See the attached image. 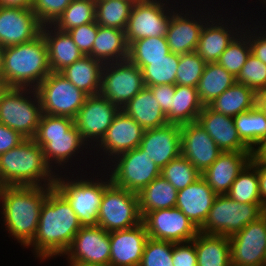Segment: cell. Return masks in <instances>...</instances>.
I'll use <instances>...</instances> for the list:
<instances>
[{
	"label": "cell",
	"instance_id": "4fadbf2b",
	"mask_svg": "<svg viewBox=\"0 0 266 266\" xmlns=\"http://www.w3.org/2000/svg\"><path fill=\"white\" fill-rule=\"evenodd\" d=\"M35 89L43 114L73 119L88 96L60 72H51Z\"/></svg>",
	"mask_w": 266,
	"mask_h": 266
},
{
	"label": "cell",
	"instance_id": "9f6ffc18",
	"mask_svg": "<svg viewBox=\"0 0 266 266\" xmlns=\"http://www.w3.org/2000/svg\"><path fill=\"white\" fill-rule=\"evenodd\" d=\"M251 156L254 160L266 164V138L253 148Z\"/></svg>",
	"mask_w": 266,
	"mask_h": 266
},
{
	"label": "cell",
	"instance_id": "4dcf8cb0",
	"mask_svg": "<svg viewBox=\"0 0 266 266\" xmlns=\"http://www.w3.org/2000/svg\"><path fill=\"white\" fill-rule=\"evenodd\" d=\"M103 64L91 56H83L60 73L88 96L99 94Z\"/></svg>",
	"mask_w": 266,
	"mask_h": 266
},
{
	"label": "cell",
	"instance_id": "8992f818",
	"mask_svg": "<svg viewBox=\"0 0 266 266\" xmlns=\"http://www.w3.org/2000/svg\"><path fill=\"white\" fill-rule=\"evenodd\" d=\"M0 178L6 186H54L56 174L34 139L0 155Z\"/></svg>",
	"mask_w": 266,
	"mask_h": 266
},
{
	"label": "cell",
	"instance_id": "03108f58",
	"mask_svg": "<svg viewBox=\"0 0 266 266\" xmlns=\"http://www.w3.org/2000/svg\"><path fill=\"white\" fill-rule=\"evenodd\" d=\"M1 53H2V48L0 47V67H1Z\"/></svg>",
	"mask_w": 266,
	"mask_h": 266
},
{
	"label": "cell",
	"instance_id": "ac0fdd59",
	"mask_svg": "<svg viewBox=\"0 0 266 266\" xmlns=\"http://www.w3.org/2000/svg\"><path fill=\"white\" fill-rule=\"evenodd\" d=\"M148 237L172 243L192 241L199 229L178 208L158 209L142 217Z\"/></svg>",
	"mask_w": 266,
	"mask_h": 266
},
{
	"label": "cell",
	"instance_id": "6125c7cd",
	"mask_svg": "<svg viewBox=\"0 0 266 266\" xmlns=\"http://www.w3.org/2000/svg\"><path fill=\"white\" fill-rule=\"evenodd\" d=\"M5 184L3 183V181L1 180V178H0V196H1V194H2V192H3V190H4V188H5Z\"/></svg>",
	"mask_w": 266,
	"mask_h": 266
},
{
	"label": "cell",
	"instance_id": "30bf717a",
	"mask_svg": "<svg viewBox=\"0 0 266 266\" xmlns=\"http://www.w3.org/2000/svg\"><path fill=\"white\" fill-rule=\"evenodd\" d=\"M174 1L143 0L141 3L133 5L125 30L128 46L133 41L143 38L166 36L172 13L184 0Z\"/></svg>",
	"mask_w": 266,
	"mask_h": 266
},
{
	"label": "cell",
	"instance_id": "ab89813d",
	"mask_svg": "<svg viewBox=\"0 0 266 266\" xmlns=\"http://www.w3.org/2000/svg\"><path fill=\"white\" fill-rule=\"evenodd\" d=\"M180 55L170 52L164 59L148 60V65L141 68L146 87L161 84H176V73Z\"/></svg>",
	"mask_w": 266,
	"mask_h": 266
},
{
	"label": "cell",
	"instance_id": "2e32d148",
	"mask_svg": "<svg viewBox=\"0 0 266 266\" xmlns=\"http://www.w3.org/2000/svg\"><path fill=\"white\" fill-rule=\"evenodd\" d=\"M144 131L145 130L132 117L120 110L112 121L110 127L107 129L105 136L92 149L94 159H92L93 162L91 163L97 162L103 155V158L100 159L101 162L98 161L97 163H94L95 165L93 166V169L95 170V166H98L99 164L101 168H105V166L108 165V162L116 156L139 147Z\"/></svg>",
	"mask_w": 266,
	"mask_h": 266
},
{
	"label": "cell",
	"instance_id": "db71d44e",
	"mask_svg": "<svg viewBox=\"0 0 266 266\" xmlns=\"http://www.w3.org/2000/svg\"><path fill=\"white\" fill-rule=\"evenodd\" d=\"M25 138L15 130L0 123V155L18 146Z\"/></svg>",
	"mask_w": 266,
	"mask_h": 266
},
{
	"label": "cell",
	"instance_id": "52a82bcc",
	"mask_svg": "<svg viewBox=\"0 0 266 266\" xmlns=\"http://www.w3.org/2000/svg\"><path fill=\"white\" fill-rule=\"evenodd\" d=\"M36 89L8 87L0 100V123L15 130L25 139H33L42 116Z\"/></svg>",
	"mask_w": 266,
	"mask_h": 266
},
{
	"label": "cell",
	"instance_id": "f1b7e54d",
	"mask_svg": "<svg viewBox=\"0 0 266 266\" xmlns=\"http://www.w3.org/2000/svg\"><path fill=\"white\" fill-rule=\"evenodd\" d=\"M121 110L132 117L144 130L161 127L168 123L151 89L146 86Z\"/></svg>",
	"mask_w": 266,
	"mask_h": 266
},
{
	"label": "cell",
	"instance_id": "836d02e7",
	"mask_svg": "<svg viewBox=\"0 0 266 266\" xmlns=\"http://www.w3.org/2000/svg\"><path fill=\"white\" fill-rule=\"evenodd\" d=\"M177 195L176 188L160 175L138 193L141 216L158 209L174 208Z\"/></svg>",
	"mask_w": 266,
	"mask_h": 266
},
{
	"label": "cell",
	"instance_id": "f546056e",
	"mask_svg": "<svg viewBox=\"0 0 266 266\" xmlns=\"http://www.w3.org/2000/svg\"><path fill=\"white\" fill-rule=\"evenodd\" d=\"M102 64L128 59V44L125 31L98 25L97 36L89 55Z\"/></svg>",
	"mask_w": 266,
	"mask_h": 266
},
{
	"label": "cell",
	"instance_id": "e7e4bbea",
	"mask_svg": "<svg viewBox=\"0 0 266 266\" xmlns=\"http://www.w3.org/2000/svg\"><path fill=\"white\" fill-rule=\"evenodd\" d=\"M258 1H260V3H262V5H263L262 7L265 8V10H266V0H258Z\"/></svg>",
	"mask_w": 266,
	"mask_h": 266
},
{
	"label": "cell",
	"instance_id": "b9f144b4",
	"mask_svg": "<svg viewBox=\"0 0 266 266\" xmlns=\"http://www.w3.org/2000/svg\"><path fill=\"white\" fill-rule=\"evenodd\" d=\"M95 5L96 0H72L52 25L60 31L67 32L72 28L94 22Z\"/></svg>",
	"mask_w": 266,
	"mask_h": 266
},
{
	"label": "cell",
	"instance_id": "816d5d0a",
	"mask_svg": "<svg viewBox=\"0 0 266 266\" xmlns=\"http://www.w3.org/2000/svg\"><path fill=\"white\" fill-rule=\"evenodd\" d=\"M173 266H197L195 238L192 241L173 243Z\"/></svg>",
	"mask_w": 266,
	"mask_h": 266
},
{
	"label": "cell",
	"instance_id": "5bb4252c",
	"mask_svg": "<svg viewBox=\"0 0 266 266\" xmlns=\"http://www.w3.org/2000/svg\"><path fill=\"white\" fill-rule=\"evenodd\" d=\"M220 7L221 6L218 7L219 10H223L222 13L225 12L227 14H223V17L221 11H219L217 7H214L216 13H214L202 27L199 37V43L195 50V52L206 63L217 62L220 55L226 50L228 45L243 30V27L245 26V18L243 17V15L241 17L239 16L238 21V16L234 17L230 12H226L229 11L230 8L226 9L227 7H225L224 11V9H221ZM230 17L232 19H230ZM241 23L243 25H241Z\"/></svg>",
	"mask_w": 266,
	"mask_h": 266
},
{
	"label": "cell",
	"instance_id": "f6af8a7d",
	"mask_svg": "<svg viewBox=\"0 0 266 266\" xmlns=\"http://www.w3.org/2000/svg\"><path fill=\"white\" fill-rule=\"evenodd\" d=\"M206 62L194 51L180 55L176 84L197 88Z\"/></svg>",
	"mask_w": 266,
	"mask_h": 266
},
{
	"label": "cell",
	"instance_id": "603a6c76",
	"mask_svg": "<svg viewBox=\"0 0 266 266\" xmlns=\"http://www.w3.org/2000/svg\"><path fill=\"white\" fill-rule=\"evenodd\" d=\"M140 147L160 169L181 154V126L167 123L144 131Z\"/></svg>",
	"mask_w": 266,
	"mask_h": 266
},
{
	"label": "cell",
	"instance_id": "d4e9b609",
	"mask_svg": "<svg viewBox=\"0 0 266 266\" xmlns=\"http://www.w3.org/2000/svg\"><path fill=\"white\" fill-rule=\"evenodd\" d=\"M196 121L222 152H252L239 137L233 117L215 112L209 106H204Z\"/></svg>",
	"mask_w": 266,
	"mask_h": 266
},
{
	"label": "cell",
	"instance_id": "7402d4cb",
	"mask_svg": "<svg viewBox=\"0 0 266 266\" xmlns=\"http://www.w3.org/2000/svg\"><path fill=\"white\" fill-rule=\"evenodd\" d=\"M180 126L181 155L202 173L216 161L222 151L197 121Z\"/></svg>",
	"mask_w": 266,
	"mask_h": 266
},
{
	"label": "cell",
	"instance_id": "7bdbcfd3",
	"mask_svg": "<svg viewBox=\"0 0 266 266\" xmlns=\"http://www.w3.org/2000/svg\"><path fill=\"white\" fill-rule=\"evenodd\" d=\"M250 54L248 36L241 31L220 55L217 63L237 78Z\"/></svg>",
	"mask_w": 266,
	"mask_h": 266
},
{
	"label": "cell",
	"instance_id": "681fc988",
	"mask_svg": "<svg viewBox=\"0 0 266 266\" xmlns=\"http://www.w3.org/2000/svg\"><path fill=\"white\" fill-rule=\"evenodd\" d=\"M72 0H34L32 11L43 25L53 24Z\"/></svg>",
	"mask_w": 266,
	"mask_h": 266
},
{
	"label": "cell",
	"instance_id": "7a4b0ae2",
	"mask_svg": "<svg viewBox=\"0 0 266 266\" xmlns=\"http://www.w3.org/2000/svg\"><path fill=\"white\" fill-rule=\"evenodd\" d=\"M33 139L42 148L45 161L55 174L66 171L72 172L69 169H72L76 165L78 166V164L80 167L77 172L82 170L81 172L83 173L86 168L82 166L81 169L80 164H83L81 158L85 155L82 159L85 158V161H87V158L90 160L92 156V149L88 148L89 145L83 140L74 125V119L70 117L42 114L36 135ZM88 154L90 157L86 156ZM74 160L75 162L80 161V163L78 162L77 164L76 162L75 164V162L73 163ZM61 168L63 171H61Z\"/></svg>",
	"mask_w": 266,
	"mask_h": 266
},
{
	"label": "cell",
	"instance_id": "cb8c5ba5",
	"mask_svg": "<svg viewBox=\"0 0 266 266\" xmlns=\"http://www.w3.org/2000/svg\"><path fill=\"white\" fill-rule=\"evenodd\" d=\"M110 266H139L148 233L143 223L126 229L109 232Z\"/></svg>",
	"mask_w": 266,
	"mask_h": 266
},
{
	"label": "cell",
	"instance_id": "7c38bea8",
	"mask_svg": "<svg viewBox=\"0 0 266 266\" xmlns=\"http://www.w3.org/2000/svg\"><path fill=\"white\" fill-rule=\"evenodd\" d=\"M98 226L105 231L126 230L142 223L138 194L112 182L105 188L98 214Z\"/></svg>",
	"mask_w": 266,
	"mask_h": 266
},
{
	"label": "cell",
	"instance_id": "680465c9",
	"mask_svg": "<svg viewBox=\"0 0 266 266\" xmlns=\"http://www.w3.org/2000/svg\"><path fill=\"white\" fill-rule=\"evenodd\" d=\"M266 115V91L257 93V104H256Z\"/></svg>",
	"mask_w": 266,
	"mask_h": 266
},
{
	"label": "cell",
	"instance_id": "8d00e7d4",
	"mask_svg": "<svg viewBox=\"0 0 266 266\" xmlns=\"http://www.w3.org/2000/svg\"><path fill=\"white\" fill-rule=\"evenodd\" d=\"M233 121L239 137L251 150L266 138V115L257 105L238 114Z\"/></svg>",
	"mask_w": 266,
	"mask_h": 266
},
{
	"label": "cell",
	"instance_id": "91938a15",
	"mask_svg": "<svg viewBox=\"0 0 266 266\" xmlns=\"http://www.w3.org/2000/svg\"><path fill=\"white\" fill-rule=\"evenodd\" d=\"M68 266H110V265H100V264H89L80 262H68Z\"/></svg>",
	"mask_w": 266,
	"mask_h": 266
},
{
	"label": "cell",
	"instance_id": "4316f807",
	"mask_svg": "<svg viewBox=\"0 0 266 266\" xmlns=\"http://www.w3.org/2000/svg\"><path fill=\"white\" fill-rule=\"evenodd\" d=\"M217 194L200 177L186 188L179 190L175 207L200 229L206 221Z\"/></svg>",
	"mask_w": 266,
	"mask_h": 266
},
{
	"label": "cell",
	"instance_id": "9a60e30c",
	"mask_svg": "<svg viewBox=\"0 0 266 266\" xmlns=\"http://www.w3.org/2000/svg\"><path fill=\"white\" fill-rule=\"evenodd\" d=\"M144 87L142 70L128 59L103 64L99 94L120 109Z\"/></svg>",
	"mask_w": 266,
	"mask_h": 266
},
{
	"label": "cell",
	"instance_id": "d6986e66",
	"mask_svg": "<svg viewBox=\"0 0 266 266\" xmlns=\"http://www.w3.org/2000/svg\"><path fill=\"white\" fill-rule=\"evenodd\" d=\"M232 266L266 265V215L229 237Z\"/></svg>",
	"mask_w": 266,
	"mask_h": 266
},
{
	"label": "cell",
	"instance_id": "277c9868",
	"mask_svg": "<svg viewBox=\"0 0 266 266\" xmlns=\"http://www.w3.org/2000/svg\"><path fill=\"white\" fill-rule=\"evenodd\" d=\"M51 72L42 34L31 42L2 48L0 78L9 87L35 89Z\"/></svg>",
	"mask_w": 266,
	"mask_h": 266
},
{
	"label": "cell",
	"instance_id": "74e56055",
	"mask_svg": "<svg viewBox=\"0 0 266 266\" xmlns=\"http://www.w3.org/2000/svg\"><path fill=\"white\" fill-rule=\"evenodd\" d=\"M169 53L166 36L143 38L128 46V60L140 69L148 60L164 59Z\"/></svg>",
	"mask_w": 266,
	"mask_h": 266
},
{
	"label": "cell",
	"instance_id": "9c48e42d",
	"mask_svg": "<svg viewBox=\"0 0 266 266\" xmlns=\"http://www.w3.org/2000/svg\"><path fill=\"white\" fill-rule=\"evenodd\" d=\"M262 204L238 203L226 194L217 195L200 233L232 236L264 214Z\"/></svg>",
	"mask_w": 266,
	"mask_h": 266
},
{
	"label": "cell",
	"instance_id": "6da1fadb",
	"mask_svg": "<svg viewBox=\"0 0 266 266\" xmlns=\"http://www.w3.org/2000/svg\"><path fill=\"white\" fill-rule=\"evenodd\" d=\"M81 227L69 202L53 187L42 205L36 235L26 248H33L40 262L61 257Z\"/></svg>",
	"mask_w": 266,
	"mask_h": 266
},
{
	"label": "cell",
	"instance_id": "ee69618b",
	"mask_svg": "<svg viewBox=\"0 0 266 266\" xmlns=\"http://www.w3.org/2000/svg\"><path fill=\"white\" fill-rule=\"evenodd\" d=\"M177 191L194 183L201 173L181 154L161 169V174Z\"/></svg>",
	"mask_w": 266,
	"mask_h": 266
},
{
	"label": "cell",
	"instance_id": "11a10c76",
	"mask_svg": "<svg viewBox=\"0 0 266 266\" xmlns=\"http://www.w3.org/2000/svg\"><path fill=\"white\" fill-rule=\"evenodd\" d=\"M250 163L257 169L259 179V193L262 205L266 207V164L254 160L252 157Z\"/></svg>",
	"mask_w": 266,
	"mask_h": 266
},
{
	"label": "cell",
	"instance_id": "ffe728a7",
	"mask_svg": "<svg viewBox=\"0 0 266 266\" xmlns=\"http://www.w3.org/2000/svg\"><path fill=\"white\" fill-rule=\"evenodd\" d=\"M62 256L67 262L109 265V232L99 226L81 227Z\"/></svg>",
	"mask_w": 266,
	"mask_h": 266
},
{
	"label": "cell",
	"instance_id": "5b68a950",
	"mask_svg": "<svg viewBox=\"0 0 266 266\" xmlns=\"http://www.w3.org/2000/svg\"><path fill=\"white\" fill-rule=\"evenodd\" d=\"M72 170L73 172H68L69 176L67 172L56 174L54 187L69 202L82 227L98 226L97 219L103 193L105 188L111 183L110 177L107 176L108 172L105 170L103 172L101 168L99 170L96 169L98 171L97 174L94 170L93 172L85 170L83 174L81 172L76 174L78 169L73 168ZM73 173L77 176L75 177ZM84 173H87L86 176ZM88 174L90 175L88 176Z\"/></svg>",
	"mask_w": 266,
	"mask_h": 266
},
{
	"label": "cell",
	"instance_id": "44dd1931",
	"mask_svg": "<svg viewBox=\"0 0 266 266\" xmlns=\"http://www.w3.org/2000/svg\"><path fill=\"white\" fill-rule=\"evenodd\" d=\"M43 24L32 9L0 6V47L31 42L41 35Z\"/></svg>",
	"mask_w": 266,
	"mask_h": 266
},
{
	"label": "cell",
	"instance_id": "3957f363",
	"mask_svg": "<svg viewBox=\"0 0 266 266\" xmlns=\"http://www.w3.org/2000/svg\"><path fill=\"white\" fill-rule=\"evenodd\" d=\"M54 186H5L0 196L3 227L26 248L34 239L42 205Z\"/></svg>",
	"mask_w": 266,
	"mask_h": 266
},
{
	"label": "cell",
	"instance_id": "83f0119b",
	"mask_svg": "<svg viewBox=\"0 0 266 266\" xmlns=\"http://www.w3.org/2000/svg\"><path fill=\"white\" fill-rule=\"evenodd\" d=\"M41 34L47 45L49 66L52 72H61L84 56L68 32L60 31L49 24L43 25Z\"/></svg>",
	"mask_w": 266,
	"mask_h": 266
},
{
	"label": "cell",
	"instance_id": "c3c4849f",
	"mask_svg": "<svg viewBox=\"0 0 266 266\" xmlns=\"http://www.w3.org/2000/svg\"><path fill=\"white\" fill-rule=\"evenodd\" d=\"M245 18H246L245 21L246 20L247 21L242 31L248 36L249 43L251 46V53L255 55L263 63L266 64V30L261 25L263 24V22L255 18L256 21L258 22L257 23L256 21H253L255 20L253 19V17L251 18L249 17L250 19L249 21L252 23V24H249L248 17L246 16V12H245Z\"/></svg>",
	"mask_w": 266,
	"mask_h": 266
},
{
	"label": "cell",
	"instance_id": "ba28073f",
	"mask_svg": "<svg viewBox=\"0 0 266 266\" xmlns=\"http://www.w3.org/2000/svg\"><path fill=\"white\" fill-rule=\"evenodd\" d=\"M194 1L195 0H190V5H187L188 2L186 0L183 1L182 5L180 4L179 6L180 9L177 8L171 15L168 31L166 32V39L170 52L174 54L182 55L194 52L199 43L202 27L212 14L215 13L213 8H207L209 6L207 3L205 4L206 0H204L205 2L202 4L204 6L200 5L203 0H196L197 2ZM193 4L197 7L195 8ZM205 5L207 7H205ZM198 7L200 9H198Z\"/></svg>",
	"mask_w": 266,
	"mask_h": 266
},
{
	"label": "cell",
	"instance_id": "60d3db41",
	"mask_svg": "<svg viewBox=\"0 0 266 266\" xmlns=\"http://www.w3.org/2000/svg\"><path fill=\"white\" fill-rule=\"evenodd\" d=\"M226 195L238 203L262 204L257 169L250 162L238 174Z\"/></svg>",
	"mask_w": 266,
	"mask_h": 266
},
{
	"label": "cell",
	"instance_id": "be15d7a7",
	"mask_svg": "<svg viewBox=\"0 0 266 266\" xmlns=\"http://www.w3.org/2000/svg\"><path fill=\"white\" fill-rule=\"evenodd\" d=\"M125 1L130 2L132 5H136L138 3H141L143 0H125Z\"/></svg>",
	"mask_w": 266,
	"mask_h": 266
},
{
	"label": "cell",
	"instance_id": "8fae6325",
	"mask_svg": "<svg viewBox=\"0 0 266 266\" xmlns=\"http://www.w3.org/2000/svg\"><path fill=\"white\" fill-rule=\"evenodd\" d=\"M108 165L103 170L110 172L111 182L137 194L161 174L140 146L116 156Z\"/></svg>",
	"mask_w": 266,
	"mask_h": 266
},
{
	"label": "cell",
	"instance_id": "d6a6232c",
	"mask_svg": "<svg viewBox=\"0 0 266 266\" xmlns=\"http://www.w3.org/2000/svg\"><path fill=\"white\" fill-rule=\"evenodd\" d=\"M257 104V93L246 85L235 83L208 106L229 117L250 111Z\"/></svg>",
	"mask_w": 266,
	"mask_h": 266
},
{
	"label": "cell",
	"instance_id": "6f0895ef",
	"mask_svg": "<svg viewBox=\"0 0 266 266\" xmlns=\"http://www.w3.org/2000/svg\"><path fill=\"white\" fill-rule=\"evenodd\" d=\"M34 0H0L1 7L32 9Z\"/></svg>",
	"mask_w": 266,
	"mask_h": 266
},
{
	"label": "cell",
	"instance_id": "d590c367",
	"mask_svg": "<svg viewBox=\"0 0 266 266\" xmlns=\"http://www.w3.org/2000/svg\"><path fill=\"white\" fill-rule=\"evenodd\" d=\"M204 105L199 99L197 88L175 85L172 98V112L167 116L168 123L186 124L195 122Z\"/></svg>",
	"mask_w": 266,
	"mask_h": 266
},
{
	"label": "cell",
	"instance_id": "f907efd6",
	"mask_svg": "<svg viewBox=\"0 0 266 266\" xmlns=\"http://www.w3.org/2000/svg\"><path fill=\"white\" fill-rule=\"evenodd\" d=\"M98 24L96 21L87 23L67 31L73 42L84 56H89L97 36Z\"/></svg>",
	"mask_w": 266,
	"mask_h": 266
},
{
	"label": "cell",
	"instance_id": "f35d334b",
	"mask_svg": "<svg viewBox=\"0 0 266 266\" xmlns=\"http://www.w3.org/2000/svg\"><path fill=\"white\" fill-rule=\"evenodd\" d=\"M132 6L125 0H96L95 21L100 26L125 31Z\"/></svg>",
	"mask_w": 266,
	"mask_h": 266
},
{
	"label": "cell",
	"instance_id": "e0dca14e",
	"mask_svg": "<svg viewBox=\"0 0 266 266\" xmlns=\"http://www.w3.org/2000/svg\"><path fill=\"white\" fill-rule=\"evenodd\" d=\"M121 109L100 94L87 96L74 118V125L83 140L93 149Z\"/></svg>",
	"mask_w": 266,
	"mask_h": 266
},
{
	"label": "cell",
	"instance_id": "484cf974",
	"mask_svg": "<svg viewBox=\"0 0 266 266\" xmlns=\"http://www.w3.org/2000/svg\"><path fill=\"white\" fill-rule=\"evenodd\" d=\"M252 152H222L201 177L217 195L227 194L238 174L250 162Z\"/></svg>",
	"mask_w": 266,
	"mask_h": 266
},
{
	"label": "cell",
	"instance_id": "7dc6e473",
	"mask_svg": "<svg viewBox=\"0 0 266 266\" xmlns=\"http://www.w3.org/2000/svg\"><path fill=\"white\" fill-rule=\"evenodd\" d=\"M173 243L148 238L139 266H173Z\"/></svg>",
	"mask_w": 266,
	"mask_h": 266
},
{
	"label": "cell",
	"instance_id": "1f68e13d",
	"mask_svg": "<svg viewBox=\"0 0 266 266\" xmlns=\"http://www.w3.org/2000/svg\"><path fill=\"white\" fill-rule=\"evenodd\" d=\"M197 266H232L228 236L198 233L195 237Z\"/></svg>",
	"mask_w": 266,
	"mask_h": 266
},
{
	"label": "cell",
	"instance_id": "94428289",
	"mask_svg": "<svg viewBox=\"0 0 266 266\" xmlns=\"http://www.w3.org/2000/svg\"><path fill=\"white\" fill-rule=\"evenodd\" d=\"M8 87L9 86L0 78V100H1L2 94L6 91Z\"/></svg>",
	"mask_w": 266,
	"mask_h": 266
},
{
	"label": "cell",
	"instance_id": "e575fe53",
	"mask_svg": "<svg viewBox=\"0 0 266 266\" xmlns=\"http://www.w3.org/2000/svg\"><path fill=\"white\" fill-rule=\"evenodd\" d=\"M235 83L236 78L220 64L206 63L197 86L199 99L204 106H208Z\"/></svg>",
	"mask_w": 266,
	"mask_h": 266
},
{
	"label": "cell",
	"instance_id": "f5cc1de1",
	"mask_svg": "<svg viewBox=\"0 0 266 266\" xmlns=\"http://www.w3.org/2000/svg\"><path fill=\"white\" fill-rule=\"evenodd\" d=\"M149 88L167 117L172 112V98L175 95V85L161 84Z\"/></svg>",
	"mask_w": 266,
	"mask_h": 266
},
{
	"label": "cell",
	"instance_id": "bcb514c9",
	"mask_svg": "<svg viewBox=\"0 0 266 266\" xmlns=\"http://www.w3.org/2000/svg\"><path fill=\"white\" fill-rule=\"evenodd\" d=\"M236 83L246 85L256 93L266 91V64L251 53L237 76Z\"/></svg>",
	"mask_w": 266,
	"mask_h": 266
}]
</instances>
